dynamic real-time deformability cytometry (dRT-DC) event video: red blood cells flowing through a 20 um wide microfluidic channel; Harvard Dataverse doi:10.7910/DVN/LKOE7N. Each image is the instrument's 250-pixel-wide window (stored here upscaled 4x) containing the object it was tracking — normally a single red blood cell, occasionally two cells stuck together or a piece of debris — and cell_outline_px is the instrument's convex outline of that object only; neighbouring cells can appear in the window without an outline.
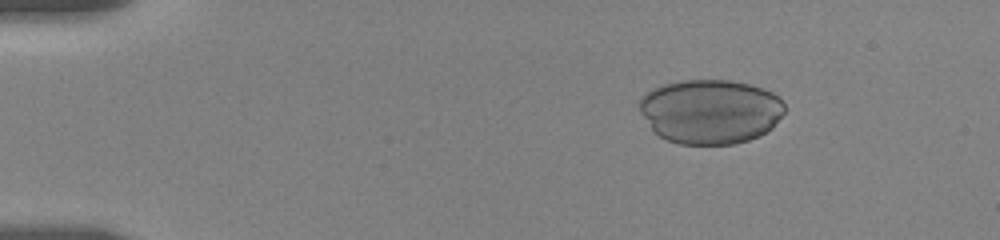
{"species": "human", "species_latin": "Homo sapiens", "temperature_condition": "room temperature", "stored_images_in_passage": 18, "camera_frame_rate_fps": 3000, "um_per_image_px": 0.085, "donor": {"sex": "female"}, "frame": {"image": 1, "passage_image": 5, "time_ms": 2.667, "image_size_px": [1000, 240], "cell_outline_px": [[784, 112], [772, 128], [760, 136], [748, 140], [732, 144], [680, 144], [668, 140], [660, 136], [652, 128], [640, 112], [640, 100], [644, 92], [664, 84], [680, 80], [728, 80], [748, 84], [764, 88], [772, 92], [784, 104]], "centroid_in_image_um": [60.38, 9.47], "position_along_channel_um": 24.6, "area_um2": 54.45}}
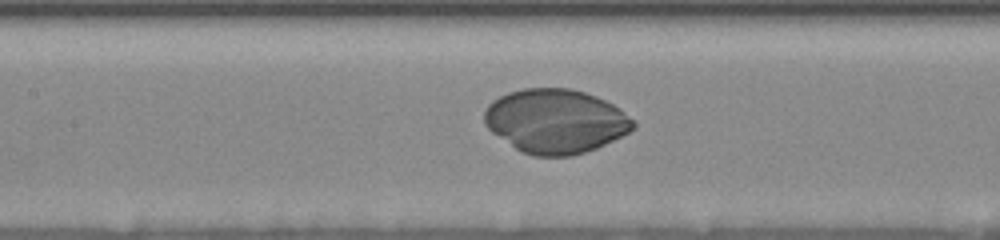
{"frame": {"image": 2, "passage_image": 15, "time_ms": 8.667, "image_size_px": [1000, 240], "cell_outline_px": [[636, 128], [596, 148], [572, 156], [532, 156], [520, 152], [492, 132], [484, 124], [484, 112], [488, 104], [492, 100], [508, 92], [524, 88], [572, 88], [596, 96], [620, 108], [636, 124]], "centroid_in_image_um": [47.19, 10.3], "position_along_channel_um": 160.2, "area_um2": 55.66}}
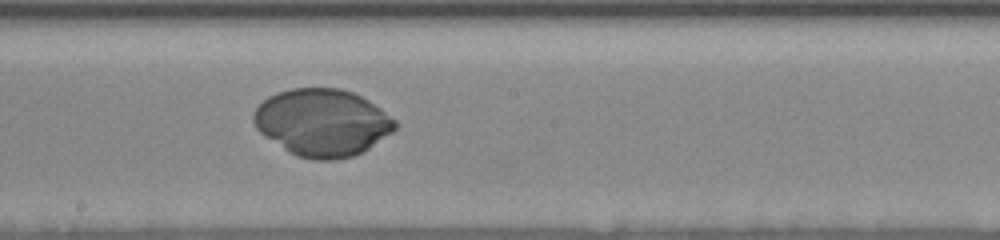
{"frame": {"image": 3, "passage_image": 18, "time_ms": 10.333, "image_size_px": [1000, 240], "cell_outline_px": [[396, 128], [392, 132], [368, 148], [352, 156], [332, 160], [316, 160], [296, 156], [260, 132], [256, 128], [252, 120], [252, 112], [268, 96], [276, 92], [292, 88], [340, 88], [352, 92], [368, 100], [380, 108], [396, 120]], "centroid_in_image_um": [27.37, 10.4], "position_along_channel_um": 220.8, "area_um2": 55.08}}